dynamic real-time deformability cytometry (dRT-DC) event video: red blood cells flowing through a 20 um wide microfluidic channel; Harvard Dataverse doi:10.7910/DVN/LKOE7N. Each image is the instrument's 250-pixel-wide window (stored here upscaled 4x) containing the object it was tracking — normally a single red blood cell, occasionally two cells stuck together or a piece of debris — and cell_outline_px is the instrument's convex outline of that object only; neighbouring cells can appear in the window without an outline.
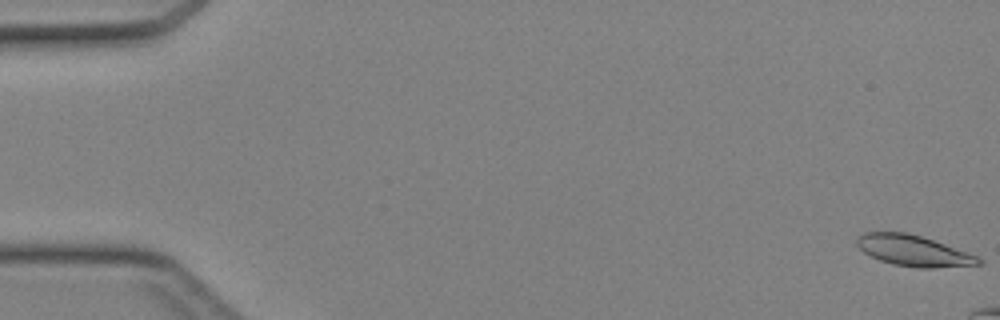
{"species": "Egyptian fruit bat (a non-hibernating species)", "species_latin": "Rousettus aegyptiacus", "temperature_condition": "cold", "stored_images_in_passage": 8, "camera_frame_rate_fps": 3000, "um_per_image_px": 0.085, "animal": {"sex": "female"}, "frame": {"image": 1, "passage_image": 1, "time_ms": 0.0, "image_size_px": [1000, 320], "cell_outline_px": [[984, 264], [932, 268], [916, 268], [892, 264], [880, 260], [864, 252], [856, 244], [856, 240], [864, 232], [908, 232], [944, 244], [976, 256], [984, 260]], "centroid_in_image_um": [77.65, 21.32], "position_along_channel_um": 7.4, "area_um2": 21.68}}